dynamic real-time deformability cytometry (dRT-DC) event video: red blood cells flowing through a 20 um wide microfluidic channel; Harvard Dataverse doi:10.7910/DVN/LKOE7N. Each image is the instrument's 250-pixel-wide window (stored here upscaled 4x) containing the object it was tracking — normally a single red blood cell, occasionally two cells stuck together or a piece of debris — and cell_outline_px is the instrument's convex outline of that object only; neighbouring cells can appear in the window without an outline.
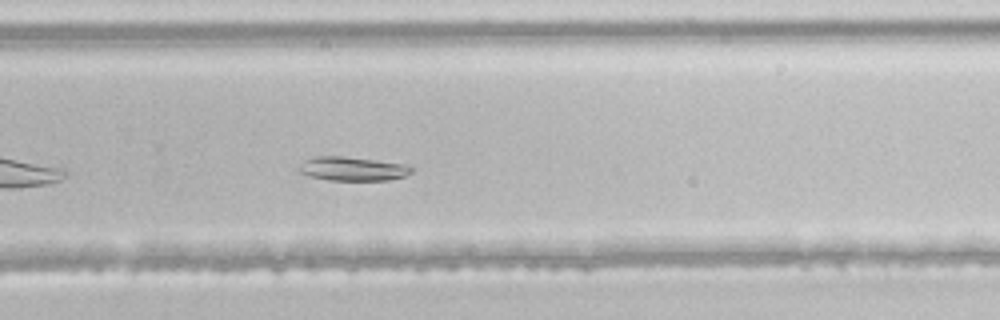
{"species": "common noctule bat (a hibernating species)", "species_latin": "Nyctalus noctula", "temperature_condition": "room temperature", "stored_images_in_passage": 24, "camera_frame_rate_fps": 3000, "um_per_image_px": 0.085, "animal": {"sex": "male", "body_mass_g": 21.5, "forearm_length_mm": 52.0}, "frame": {"image": 1, "passage_image": 17, "time_ms": 5.333, "image_size_px": [1000, 320], "cell_outline_px": [[412, 172], [404, 176], [388, 180], [328, 180], [308, 176], [300, 172], [300, 164], [304, 160], [316, 156], [344, 156], [404, 164], [412, 168]], "centroid_in_image_um": [29.94, 14.34], "position_along_channel_um": 299.9, "area_um2": 15.55}}